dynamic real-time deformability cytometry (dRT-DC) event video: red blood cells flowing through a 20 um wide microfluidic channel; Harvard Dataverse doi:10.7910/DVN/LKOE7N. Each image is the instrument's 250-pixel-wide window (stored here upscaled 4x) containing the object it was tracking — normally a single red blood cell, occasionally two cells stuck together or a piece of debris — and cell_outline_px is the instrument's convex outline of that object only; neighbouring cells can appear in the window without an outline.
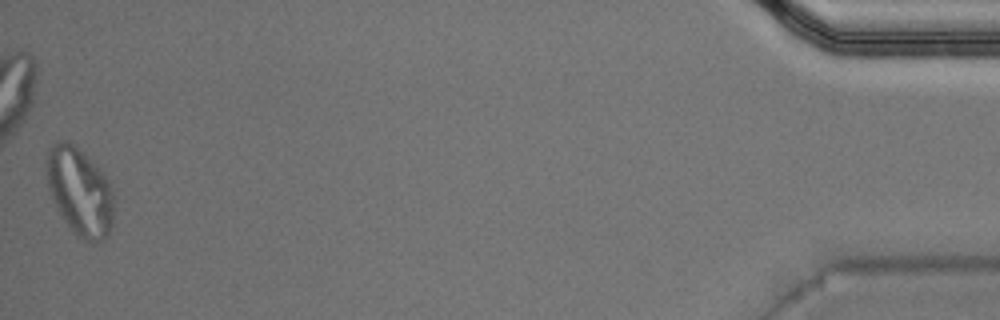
{"species": "Egyptian fruit bat (a non-hibernating species)", "species_latin": "Rousettus aegyptiacus", "temperature_condition": "warm", "stored_images_in_passage": 44, "camera_frame_rate_fps": 3000, "um_per_image_px": 0.085, "animal": {"sex": "male"}, "frame": {"image": 1, "passage_image": 44, "time_ms": 14.333, "image_size_px": [1000, 320], "cell_outline_px": [[112, 224], [108, 236], [92, 244], [84, 240], [72, 232], [64, 220], [48, 188], [44, 164], [44, 160], [48, 148], [56, 140], [64, 140], [72, 144], [84, 152], [108, 180], [112, 188]], "centroid_in_image_um": [6.74, 16.26], "position_along_channel_um": 428.5, "area_um2": 34.56}, "authors_computed_cell_mechanics": {"area_um2": 19.363, "velocity_mm_per_s": 4.0356, "shape_relaxation_time_tau1_ms": 7.054, "shape_relaxation_time_tau2_ms": 2.5977, "deformation_change_tau1": 0.298, "deformation_change_tau2": 0.114}}